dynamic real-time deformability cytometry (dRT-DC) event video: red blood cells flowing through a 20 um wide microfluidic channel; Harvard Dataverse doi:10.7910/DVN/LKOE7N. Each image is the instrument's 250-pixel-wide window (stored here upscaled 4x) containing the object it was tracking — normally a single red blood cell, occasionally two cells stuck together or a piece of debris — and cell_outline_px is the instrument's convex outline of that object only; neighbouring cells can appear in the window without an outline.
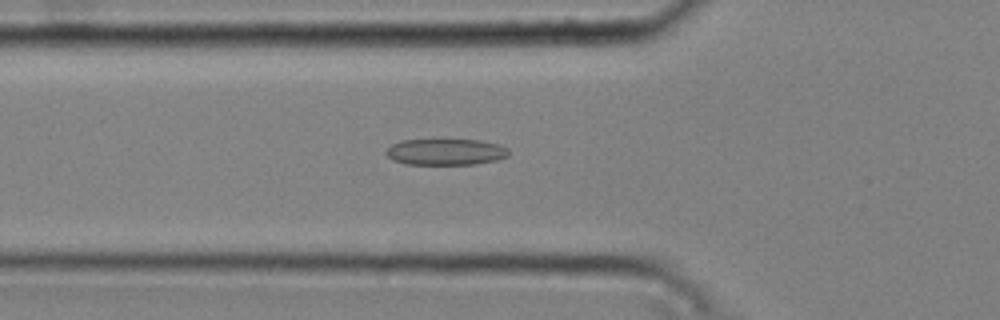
{"species": "common noctule bat (a hibernating species)", "species_latin": "Nyctalus noctula", "temperature_condition": "cold", "stored_images_in_passage": 44, "camera_frame_rate_fps": 3000, "um_per_image_px": 0.085, "animal": {"sex": "male", "body_mass_g": 20.4}, "frame": {"image": 1, "passage_image": 18, "time_ms": 5.667, "image_size_px": [1000, 320], "cell_outline_px": [[508, 156], [496, 160], [472, 164], [404, 164], [392, 160], [384, 152], [392, 144], [400, 140], [480, 140], [496, 144], [508, 148]], "centroid_in_image_um": [37.84, 12.91], "position_along_channel_um": 88.0, "area_um2": 18.67}}
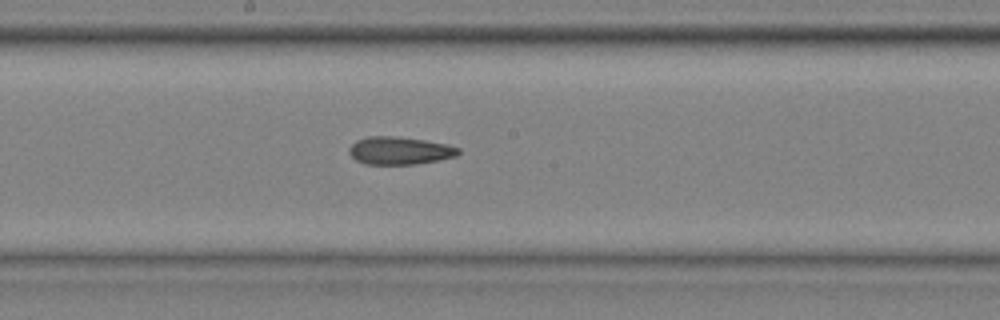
{"frame": {"image": 2, "passage_image": 28, "time_ms": 9.0, "image_size_px": [1000, 320], "cell_outline_px": [[460, 152], [456, 156], [416, 164], [364, 164], [356, 160], [348, 152], [348, 148], [356, 140], [368, 136], [396, 136], [424, 140], [448, 144], [460, 148]], "centroid_in_image_um": [33.95, 12.79], "position_along_channel_um": 214.3, "area_um2": 17.69}}
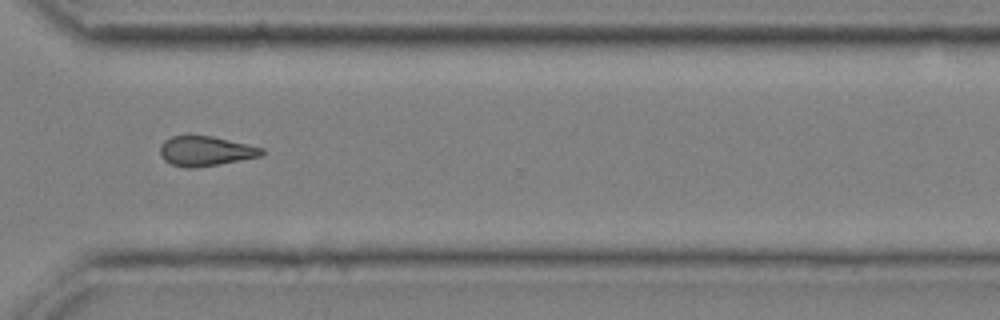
{"frame": {"image": 3, "passage_image": 39, "time_ms": 12.667, "image_size_px": [1000, 320], "cell_outline_px": [[264, 152], [260, 156], [216, 164], [192, 168], [184, 168], [172, 164], [164, 160], [160, 156], [160, 144], [164, 140], [172, 136], [212, 136], [264, 148]], "centroid_in_image_um": [17.42, 12.83], "position_along_channel_um": 353.2, "area_um2": 17.4}, "authors_computed_cell_mechanics": {"area_um2": 18.0914, "velocity_mm_per_s": 3.7733, "shape_relaxation_time_tau1_ms": null, "shape_relaxation_time_tau2_ms": 4.7172, "deformation_change_tau1": null, "deformation_change_tau2": 0.1343}}